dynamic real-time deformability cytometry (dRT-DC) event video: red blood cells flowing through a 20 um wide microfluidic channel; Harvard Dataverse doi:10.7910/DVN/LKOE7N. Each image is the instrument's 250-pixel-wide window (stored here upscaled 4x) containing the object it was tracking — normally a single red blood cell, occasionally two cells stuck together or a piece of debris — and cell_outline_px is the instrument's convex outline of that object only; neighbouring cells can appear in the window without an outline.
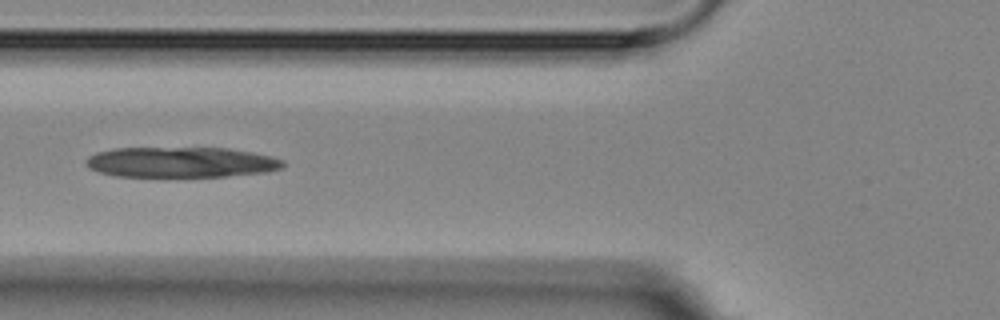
{"species": "Egyptian fruit bat (a non-hibernating species)", "species_latin": "Rousettus aegyptiacus", "temperature_condition": "room temperature", "stored_images_in_passage": 8, "camera_frame_rate_fps": 3000, "um_per_image_px": 0.085, "animal": {"sex": "female"}, "frame": {"image": 1, "passage_image": 6, "time_ms": 5.667, "image_size_px": [1000, 320], "cell_outline_px": [[284, 168], [264, 172], [224, 176], [116, 176], [100, 172], [88, 168], [84, 160], [88, 156], [96, 152], [112, 148], [228, 148], [252, 152], [272, 156], [284, 160]], "centroid_in_image_um": [15.37, 13.78], "position_along_channel_um": 110.4, "area_um2": 34.97}}
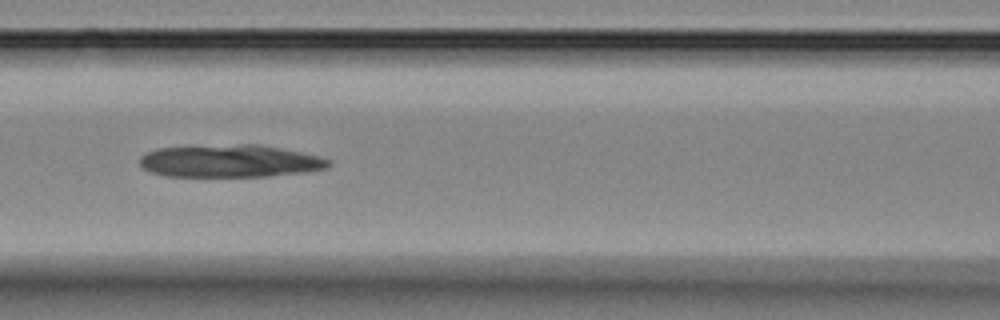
{"frame": {"image": 2, "passage_image": 7, "time_ms": 6.667, "image_size_px": [1000, 320], "cell_outline_px": [[332, 164], [328, 168], [304, 172], [268, 176], [168, 176], [152, 172], [144, 168], [140, 164], [140, 156], [156, 148], [240, 144], [256, 144], [280, 148], [320, 156], [328, 160]], "centroid_in_image_um": [19.56, 13.69], "position_along_channel_um": 147.0, "area_um2": 35.55}}
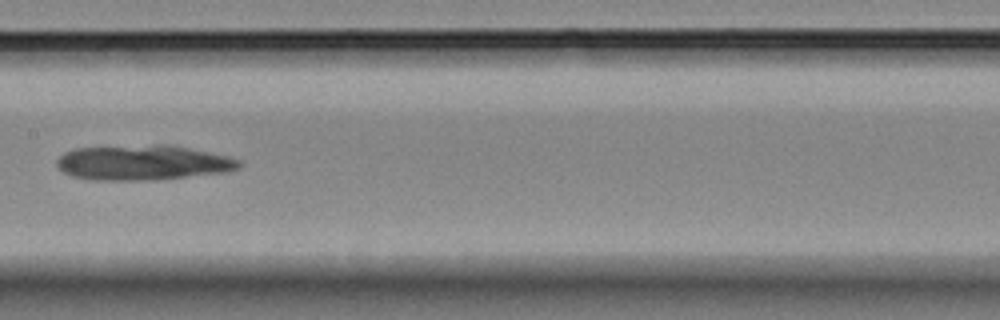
{"frame": {"image": 3, "passage_image": 8, "time_ms": 8.0, "image_size_px": [1000, 320], "cell_outline_px": [[244, 164], [240, 168], [224, 172], [152, 180], [88, 180], [72, 176], [64, 172], [56, 164], [56, 160], [64, 152], [76, 148], [156, 144], [168, 144], [228, 156], [240, 160]], "centroid_in_image_um": [12.13, 13.82], "position_along_channel_um": 195.3, "area_um2": 37.28}}